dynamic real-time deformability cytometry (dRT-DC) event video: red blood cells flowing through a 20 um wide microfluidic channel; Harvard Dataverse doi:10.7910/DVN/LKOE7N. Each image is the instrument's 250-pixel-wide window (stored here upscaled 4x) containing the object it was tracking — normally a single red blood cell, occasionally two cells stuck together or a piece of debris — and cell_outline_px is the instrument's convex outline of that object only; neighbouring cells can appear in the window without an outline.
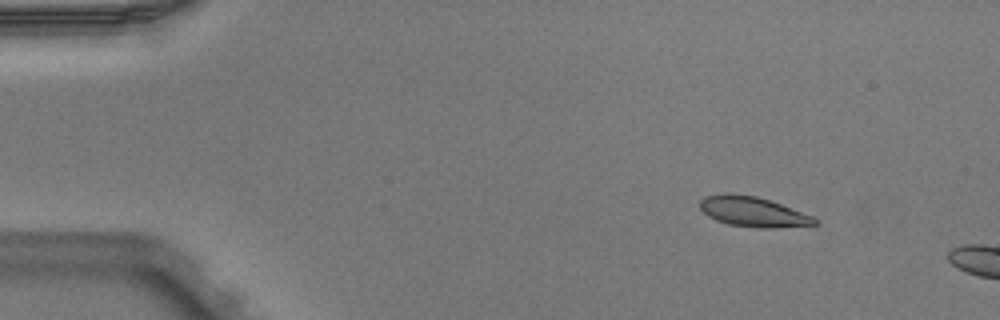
{"species": "Egyptian fruit bat (a non-hibernating species)", "species_latin": "Rousettus aegyptiacus", "temperature_condition": "warm", "stored_images_in_passage": 2, "camera_frame_rate_fps": 3000, "um_per_image_px": 0.085, "animal": {"sex": "male"}, "frame": {"image": 1, "passage_image": 1, "time_ms": 0.0, "image_size_px": [1000, 320], "cell_outline_px": [[816, 224], [772, 228], [756, 228], [728, 224], [716, 220], [708, 216], [700, 208], [700, 200], [704, 196], [756, 196], [780, 204], [812, 216], [816, 220]], "centroid_in_image_um": [64.01, 18.04], "position_along_channel_um": 21.0, "area_um2": 19.13}}